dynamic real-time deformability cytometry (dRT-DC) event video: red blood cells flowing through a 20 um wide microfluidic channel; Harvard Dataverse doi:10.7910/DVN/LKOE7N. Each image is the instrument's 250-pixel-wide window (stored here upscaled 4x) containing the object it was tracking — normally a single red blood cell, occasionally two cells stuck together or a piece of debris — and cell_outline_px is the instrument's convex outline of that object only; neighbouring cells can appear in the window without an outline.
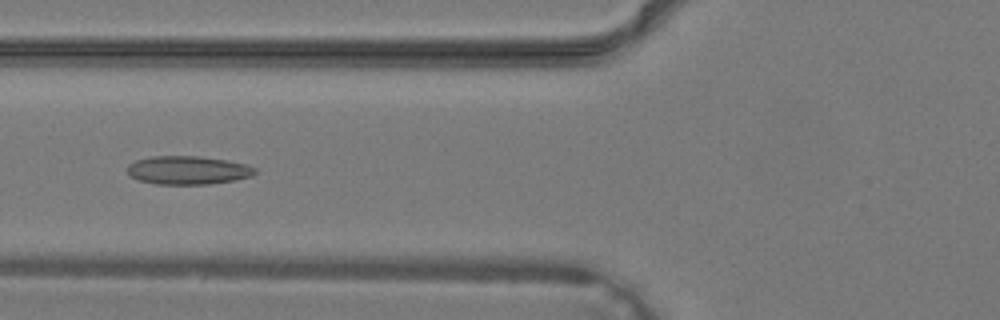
{"species": "common noctule bat (a hibernating species)", "species_latin": "Nyctalus noctula", "temperature_condition": "warm", "stored_images_in_passage": 26, "camera_frame_rate_fps": 3000, "um_per_image_px": 0.085, "animal": {"sex": "male", "body_mass_g": 19.2, "forearm_length_mm": 51.8}, "frame": {"image": 1, "passage_image": 3, "time_ms": 0.667, "image_size_px": [1000, 320], "cell_outline_px": [[256, 172], [252, 176], [236, 180], [208, 184], [156, 184], [140, 180], [132, 176], [128, 172], [128, 164], [136, 160], [152, 156], [200, 156], [248, 164], [256, 168]], "centroid_in_image_um": [16.01, 14.46], "position_along_channel_um": 109.8, "area_um2": 21.1}}
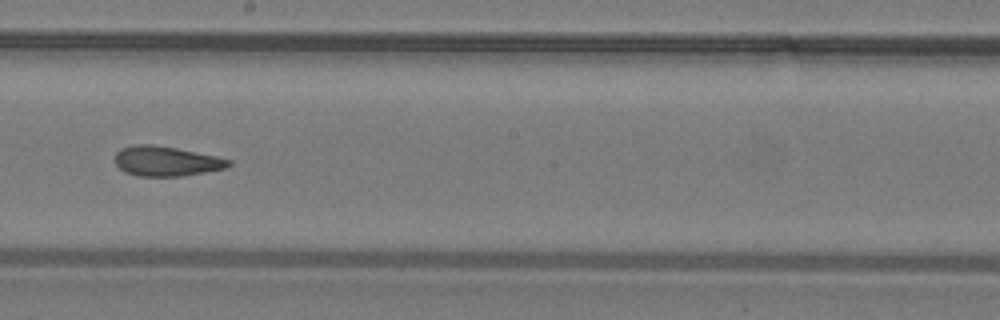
{"frame": {"image": 2, "passage_image": 10, "time_ms": 3.0, "image_size_px": [1000, 320], "cell_outline_px": [[232, 164], [228, 168], [180, 176], [136, 176], [124, 172], [116, 164], [116, 152], [120, 148], [136, 144], [152, 144], [176, 148], [216, 156], [232, 160]], "centroid_in_image_um": [14.14, 13.7], "position_along_channel_um": 234.1, "area_um2": 19.83}}
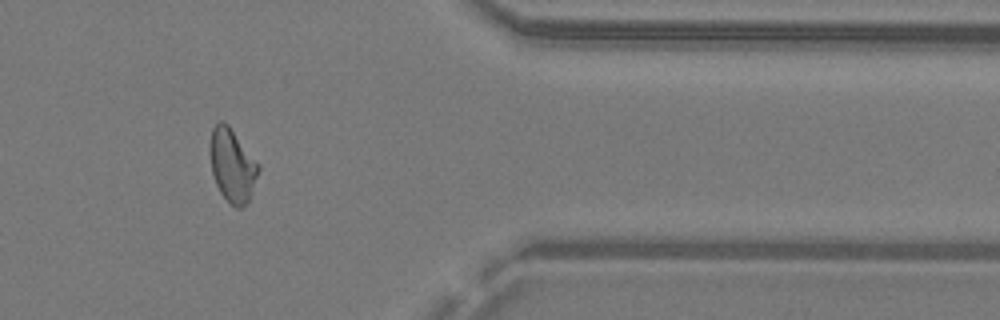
{"frame": {"image": 3, "passage_image": 20, "time_ms": 6.333, "image_size_px": [1000, 320], "cell_outline_px": [[260, 168], [248, 200], [240, 208], [236, 208], [220, 192], [216, 184], [212, 172], [212, 128], [220, 120], [224, 120], [228, 124], [260, 164]], "centroid_in_image_um": [19.78, 14.03], "position_along_channel_um": 391.6, "area_um2": 20.0}}